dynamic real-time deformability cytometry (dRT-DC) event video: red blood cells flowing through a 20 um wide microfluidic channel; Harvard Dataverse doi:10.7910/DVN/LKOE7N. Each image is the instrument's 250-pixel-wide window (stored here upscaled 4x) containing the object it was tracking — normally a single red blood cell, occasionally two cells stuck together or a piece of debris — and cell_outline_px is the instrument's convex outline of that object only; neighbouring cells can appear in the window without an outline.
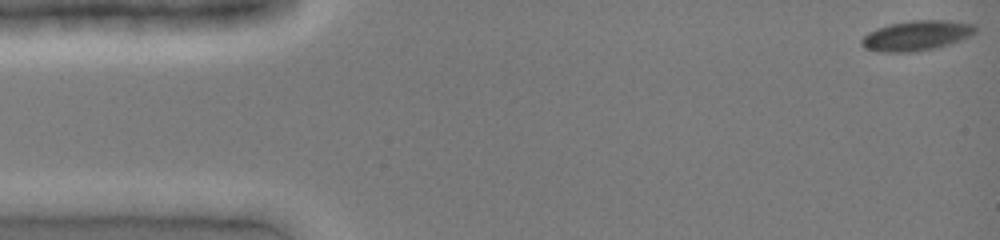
{"species": "common noctule bat (a hibernating species)", "species_latin": "Nyctalus noctula", "temperature_condition": "cold", "stored_images_in_passage": 41, "camera_frame_rate_fps": 3000, "um_per_image_px": 0.085, "animal": {"sex": "female", "body_mass_g": 19.0, "forearm_length_mm": 51.5}, "frame": {"image": 1, "passage_image": 1, "time_ms": 0.0, "image_size_px": [1000, 240], "cell_outline_px": [[976, 32], [972, 36], [936, 48], [916, 52], [884, 52], [864, 48], [860, 44], [860, 40], [868, 32], [876, 28], [892, 24], [912, 20], [948, 20], [976, 24]], "centroid_in_image_um": [77.92, 3.02], "position_along_channel_um": 7.1, "area_um2": 20.06}}
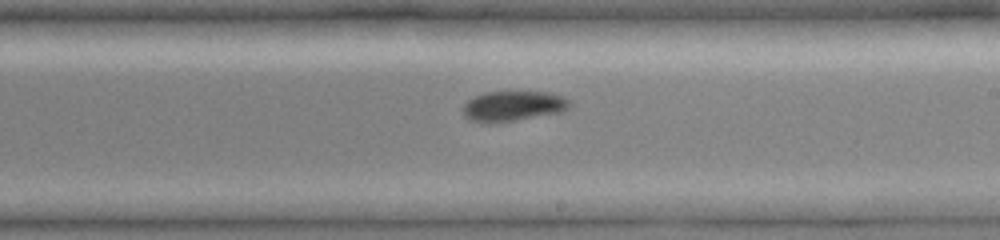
{"frame": {"image": 2, "passage_image": 24, "time_ms": 7.667, "image_size_px": [1000, 240], "cell_outline_px": [[572, 104], [568, 108], [560, 112], [488, 124], [484, 124], [468, 120], [464, 116], [464, 104], [468, 100], [484, 92], [548, 92], [560, 96], [568, 100]], "centroid_in_image_um": [43.56, 9.02], "position_along_channel_um": 245.4, "area_um2": 18.55}}
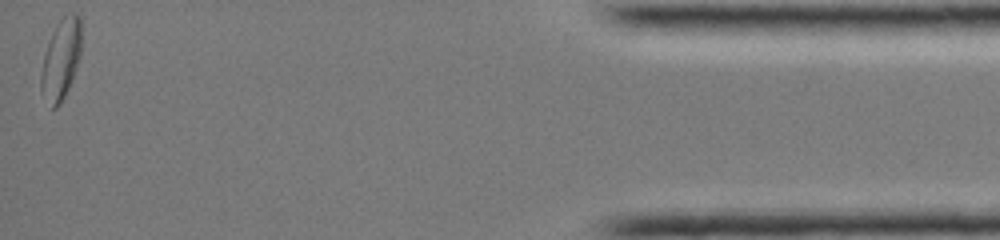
{"frame": {"image": 3, "passage_image": 41, "time_ms": 13.333, "image_size_px": [1000, 240], "cell_outline_px": [[80, 56], [72, 80], [60, 104], [56, 108], [52, 108], [40, 92], [40, 76], [44, 56], [48, 40], [56, 24], [68, 12], [76, 12], [80, 16]], "centroid_in_image_um": [5.17, 5.02], "position_along_channel_um": 430.0, "area_um2": 18.96}}